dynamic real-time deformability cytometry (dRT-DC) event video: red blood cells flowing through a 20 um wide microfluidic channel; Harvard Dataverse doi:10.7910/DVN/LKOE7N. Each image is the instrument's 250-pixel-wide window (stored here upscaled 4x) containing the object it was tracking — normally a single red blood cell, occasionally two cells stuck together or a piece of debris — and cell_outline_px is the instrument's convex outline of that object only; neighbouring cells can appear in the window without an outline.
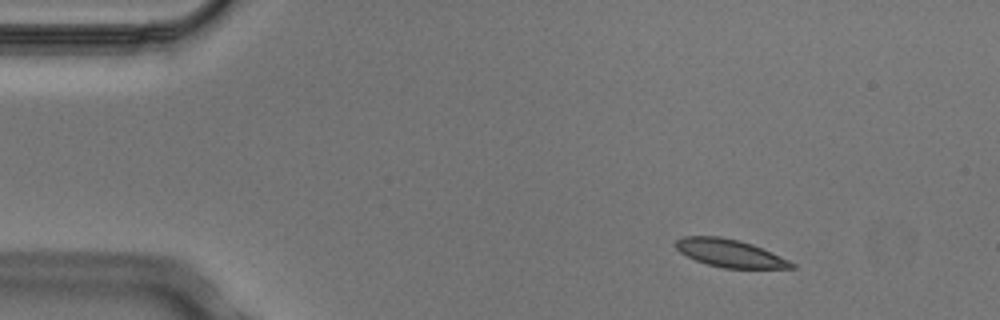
{"species": "Egyptian fruit bat (a non-hibernating species)", "species_latin": "Rousettus aegyptiacus", "temperature_condition": "cold", "stored_images_in_passage": 3, "camera_frame_rate_fps": 3000, "um_per_image_px": 0.085, "animal": {"sex": "male"}, "frame": {"image": 1, "passage_image": 1, "time_ms": 0.0, "image_size_px": [1000, 320], "cell_outline_px": [[796, 268], [724, 268], [708, 264], [696, 260], [680, 252], [676, 248], [676, 240], [684, 236], [720, 236], [740, 240], [752, 244], [772, 252], [796, 264]], "centroid_in_image_um": [62.05, 21.51], "position_along_channel_um": 22.9, "area_um2": 18.61}}